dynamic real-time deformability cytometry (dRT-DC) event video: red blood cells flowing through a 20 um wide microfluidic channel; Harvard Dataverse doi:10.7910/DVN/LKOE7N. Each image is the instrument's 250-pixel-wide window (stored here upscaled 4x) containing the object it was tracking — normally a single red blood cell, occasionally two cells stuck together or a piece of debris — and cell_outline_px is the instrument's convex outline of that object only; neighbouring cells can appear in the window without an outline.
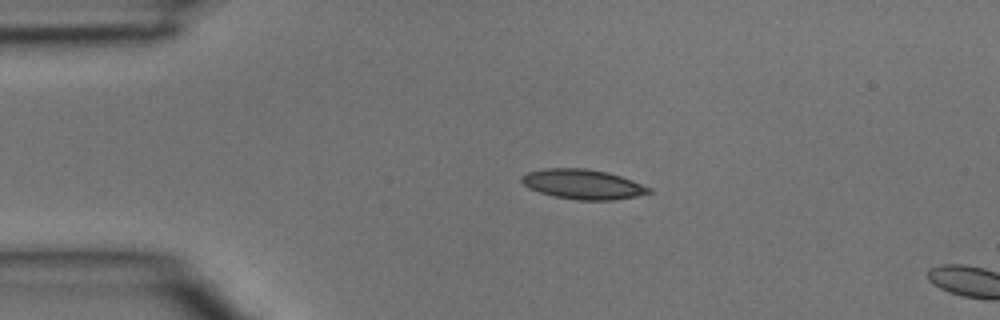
{"species": "common noctule bat (a hibernating species)", "species_latin": "Nyctalus noctula", "temperature_condition": "room temperature", "stored_images_in_passage": 2, "camera_frame_rate_fps": 3000, "um_per_image_px": 0.085, "animal": {"sex": "male", "body_mass_g": 15.6}, "frame": {"image": 1, "passage_image": 1, "time_ms": 0.0, "image_size_px": [1000, 320], "cell_outline_px": [[652, 192], [636, 196], [612, 200], [576, 200], [556, 196], [540, 192], [528, 188], [520, 180], [520, 176], [528, 172], [544, 168], [584, 168], [608, 172], [632, 180], [652, 188]], "centroid_in_image_um": [49.54, 15.65], "position_along_channel_um": 35.5, "area_um2": 22.08}}